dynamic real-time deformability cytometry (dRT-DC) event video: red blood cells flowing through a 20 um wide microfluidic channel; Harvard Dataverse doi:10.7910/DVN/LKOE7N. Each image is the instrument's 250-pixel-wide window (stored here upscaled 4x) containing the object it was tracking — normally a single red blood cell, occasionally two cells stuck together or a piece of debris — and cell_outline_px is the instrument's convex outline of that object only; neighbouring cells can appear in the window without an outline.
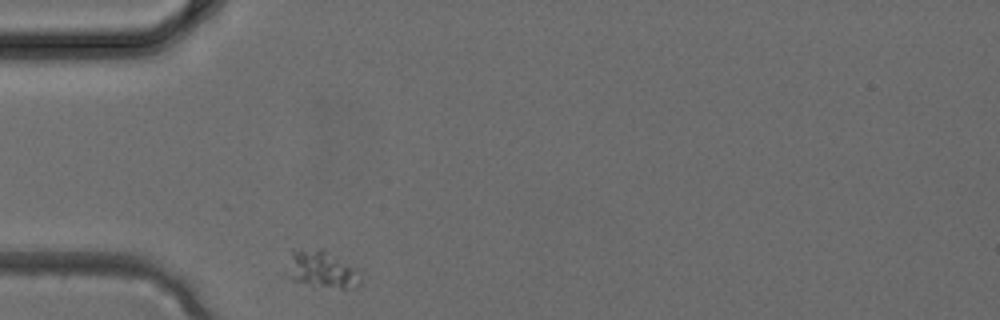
{"species": "common noctule bat (a hibernating species)", "species_latin": "Nyctalus noctula", "temperature_condition": "cold", "stored_images_in_passage": 1, "camera_frame_rate_fps": 3000, "um_per_image_px": 0.085, "animal": {"sex": "female", "body_mass_g": 24.6, "forearm_length_mm": 56.2}, "frame": {"image": 1, "passage_image": 1, "time_ms": 0.0, "image_size_px": [1000, 320], "cell_outline_px": [[364, 284], [352, 288], [340, 288], [312, 284], [292, 280], [280, 272], [292, 248], [324, 248], [348, 268]], "centroid_in_image_um": [27.08, 22.86], "position_along_channel_um": 57.9, "area_um2": 15.78}}